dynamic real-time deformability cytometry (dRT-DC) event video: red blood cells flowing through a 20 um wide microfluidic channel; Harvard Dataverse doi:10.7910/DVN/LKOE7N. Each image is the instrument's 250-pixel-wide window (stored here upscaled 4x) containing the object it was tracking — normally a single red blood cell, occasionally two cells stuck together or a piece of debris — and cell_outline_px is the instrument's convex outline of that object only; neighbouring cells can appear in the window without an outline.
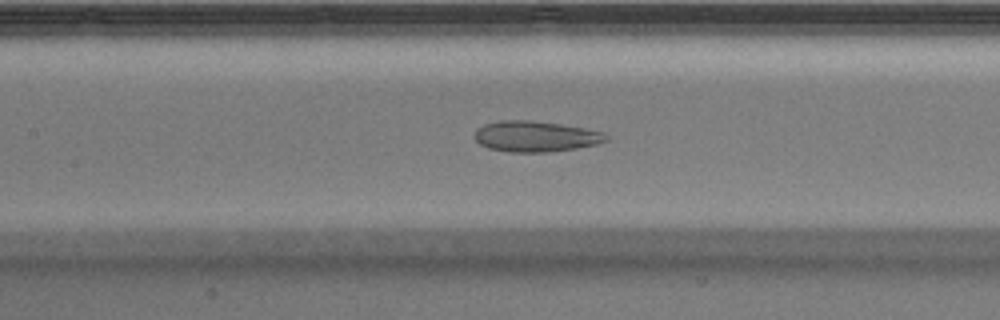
{"species": "Egyptian fruit bat (a non-hibernating species)", "species_latin": "Rousettus aegyptiacus", "temperature_condition": "warm", "stored_images_in_passage": 36, "camera_frame_rate_fps": 3000, "um_per_image_px": 0.085, "animal": {"sex": "male"}, "frame": {"image": 1, "passage_image": 13, "time_ms": 4.0, "image_size_px": [1000, 320], "cell_outline_px": [[608, 140], [596, 144], [576, 148], [548, 152], [508, 152], [488, 148], [480, 144], [472, 136], [476, 128], [484, 124], [500, 120], [528, 120], [560, 124], [584, 128], [604, 132], [608, 136]], "centroid_in_image_um": [45.48, 11.59], "position_along_channel_um": 161.9, "area_um2": 23.7}}
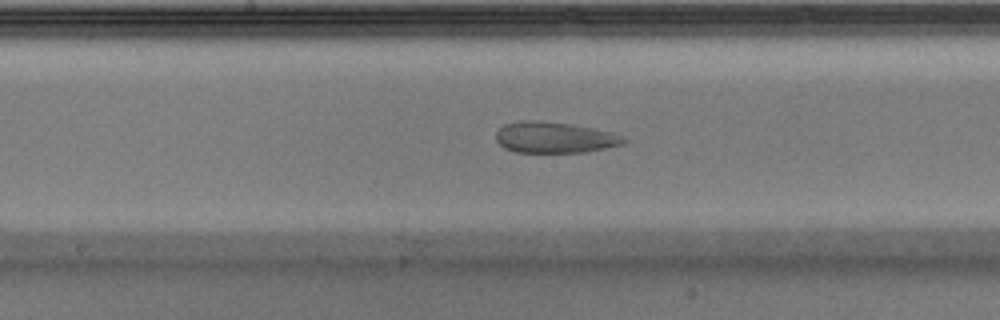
{"frame": {"image": 2, "passage_image": 16, "time_ms": 5.0, "image_size_px": [1000, 320], "cell_outline_px": [[628, 140], [624, 144], [584, 152], [516, 152], [504, 148], [496, 140], [496, 132], [504, 124], [524, 120], [540, 120], [572, 124], [616, 132], [624, 136]], "centroid_in_image_um": [47.17, 11.67], "position_along_channel_um": 201.0, "area_um2": 23.35}}
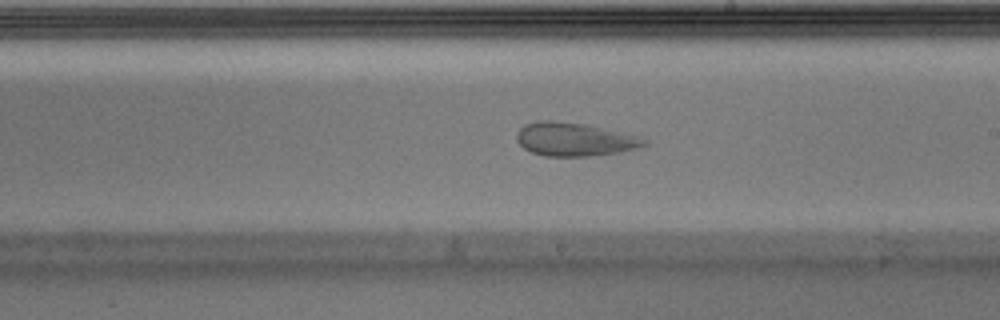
{"frame": {"image": 3, "passage_image": 19, "time_ms": 6.0, "image_size_px": [1000, 320], "cell_outline_px": [[648, 144], [636, 148], [620, 152], [588, 156], [544, 156], [532, 152], [524, 148], [516, 140], [516, 132], [524, 124], [540, 120], [552, 120], [584, 124], [636, 136], [648, 140]], "centroid_in_image_um": [48.78, 11.84], "position_along_channel_um": 240.2, "area_um2": 24.62}}